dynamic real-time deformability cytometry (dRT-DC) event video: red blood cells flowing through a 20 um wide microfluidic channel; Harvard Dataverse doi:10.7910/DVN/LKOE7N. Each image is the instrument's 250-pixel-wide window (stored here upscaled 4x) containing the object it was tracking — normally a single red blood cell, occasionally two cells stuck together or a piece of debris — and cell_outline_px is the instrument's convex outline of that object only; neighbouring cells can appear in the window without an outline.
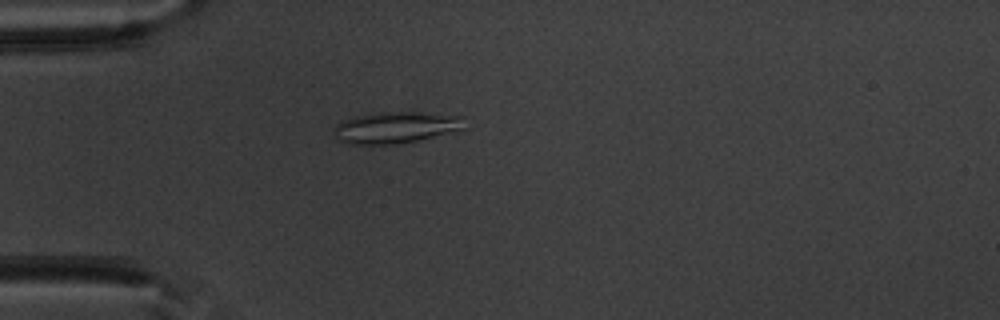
{"species": "common noctule bat (a hibernating species)", "species_latin": "Nyctalus noctula", "temperature_condition": "warm", "stored_images_in_passage": 51, "camera_frame_rate_fps": 3000, "um_per_image_px": 0.085, "animal": {"sex": "male", "body_mass_g": 20.1, "forearm_length_mm": 53.5}, "frame": {"image": 1, "passage_image": 15, "time_ms": 4.667, "image_size_px": [1000, 320], "cell_outline_px": [[464, 128], [456, 132], [400, 144], [348, 144], [340, 140], [336, 136], [336, 124], [340, 120], [356, 116], [380, 112], [420, 112], [464, 116]], "centroid_in_image_um": [33.7, 10.83], "position_along_channel_um": 51.3, "area_um2": 24.1}}
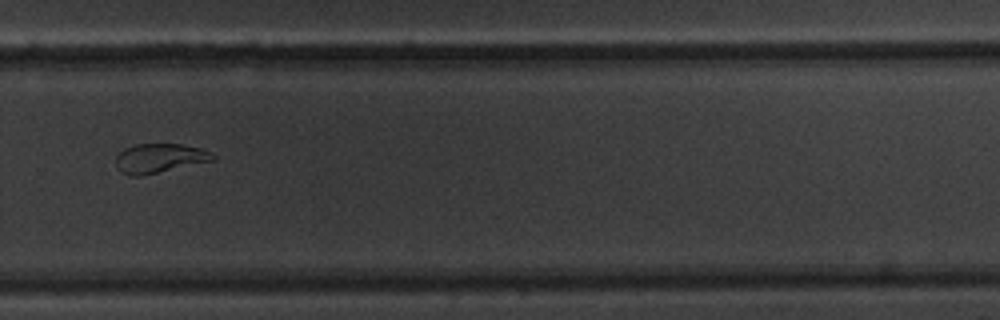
{"frame": {"image": 2, "passage_image": 36, "time_ms": 11.667, "image_size_px": [1000, 320], "cell_outline_px": [[216, 160], [144, 176], [128, 176], [120, 172], [116, 168], [116, 156], [124, 148], [136, 144], [180, 144], [200, 148], [212, 152], [216, 156]], "centroid_in_image_um": [13.56, 13.47], "position_along_channel_um": 316.2, "area_um2": 16.94}}
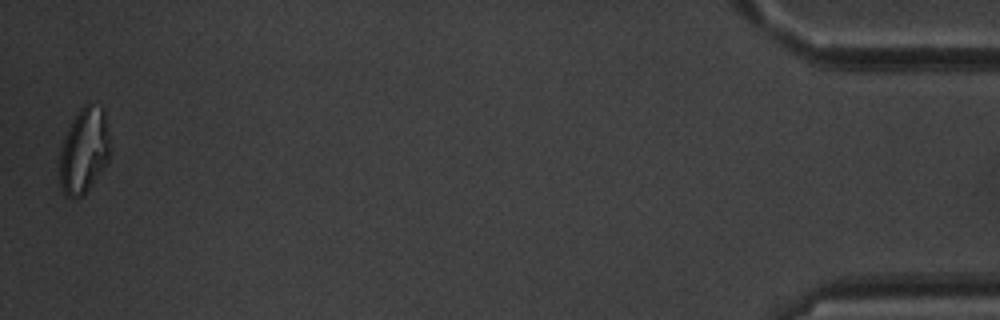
{"frame": {"image": 3, "passage_image": 51, "time_ms": 16.667, "image_size_px": [1000, 320], "cell_outline_px": [[108, 160], [88, 188], [80, 196], [64, 196], [60, 188], [60, 152], [64, 136], [72, 120], [80, 108], [88, 100], [104, 108], [108, 136]], "centroid_in_image_um": [7.11, 12.74], "position_along_channel_um": 428.1, "area_um2": 24.74}, "authors_computed_cell_mechanics": {"area_um2": 21.097, "velocity_mm_per_s": 3.963, "shape_relaxation_time_tau1_ms": null, "shape_relaxation_time_tau2_ms": 1.9925, "deformation_change_tau1": null, "deformation_change_tau2": 0.0673}}